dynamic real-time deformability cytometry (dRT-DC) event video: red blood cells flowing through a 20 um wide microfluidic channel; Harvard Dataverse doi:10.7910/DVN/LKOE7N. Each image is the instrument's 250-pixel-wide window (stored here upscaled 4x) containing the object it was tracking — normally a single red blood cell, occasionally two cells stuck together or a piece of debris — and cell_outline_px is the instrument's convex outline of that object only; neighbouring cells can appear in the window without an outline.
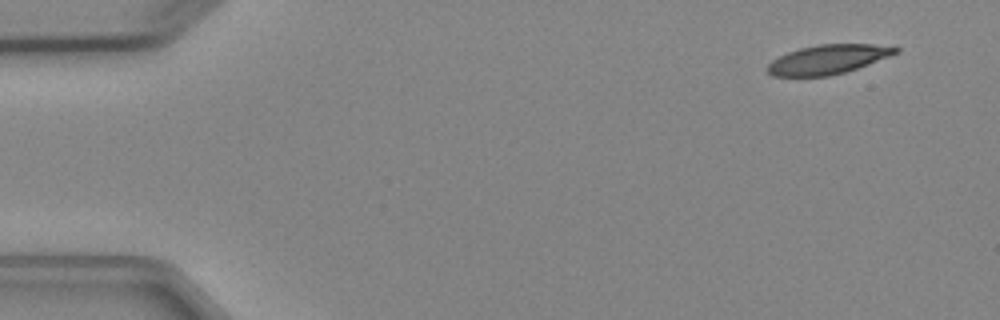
{"species": "Egyptian fruit bat (a non-hibernating species)", "species_latin": "Rousettus aegyptiacus", "temperature_condition": "cold", "stored_images_in_passage": 4, "camera_frame_rate_fps": 3000, "um_per_image_px": 0.085, "animal": {"sex": "female"}, "frame": {"image": 1, "passage_image": 1, "time_ms": 0.0, "image_size_px": [1000, 320], "cell_outline_px": [[900, 52], [868, 64], [844, 72], [828, 76], [772, 76], [764, 68], [772, 60], [788, 52], [800, 48], [816, 44], [872, 44], [900, 48]], "centroid_in_image_um": [70.34, 5.05], "position_along_channel_um": 14.7, "area_um2": 21.73}}
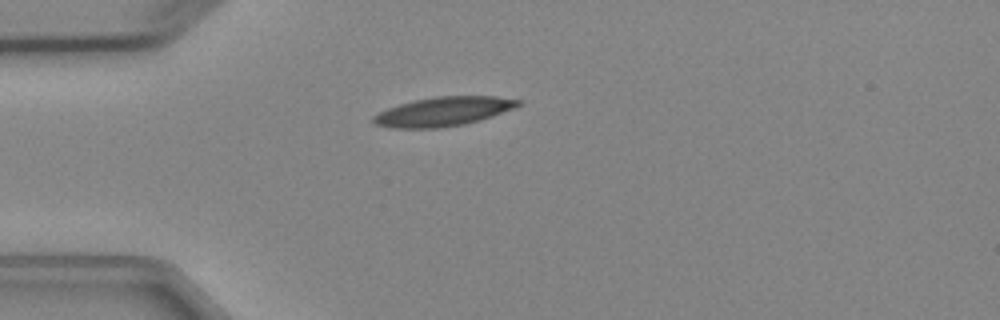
{"frame": {"image": 2, "passage_image": 4, "time_ms": 3.333, "image_size_px": [1000, 320], "cell_outline_px": [[524, 100], [520, 104], [512, 108], [492, 116], [464, 124], [440, 128], [392, 128], [376, 124], [372, 120], [372, 116], [388, 108], [412, 100], [436, 96], [496, 96]], "centroid_in_image_um": [37.67, 9.47], "position_along_channel_um": 47.3, "area_um2": 24.45}}